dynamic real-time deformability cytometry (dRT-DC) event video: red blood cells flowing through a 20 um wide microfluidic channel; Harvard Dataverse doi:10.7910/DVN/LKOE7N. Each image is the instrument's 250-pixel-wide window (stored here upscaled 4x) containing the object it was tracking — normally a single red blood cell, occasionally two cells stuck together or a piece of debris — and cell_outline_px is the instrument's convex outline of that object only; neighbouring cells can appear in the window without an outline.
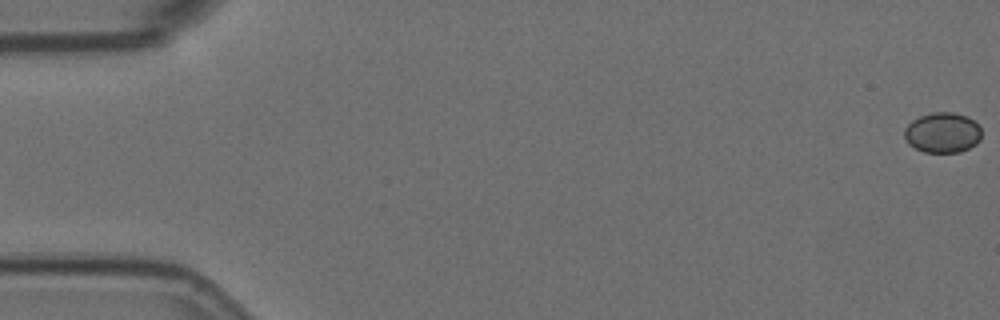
{"species": "Egyptian fruit bat (a non-hibernating species)", "species_latin": "Rousettus aegyptiacus", "temperature_condition": "room temperature", "stored_images_in_passage": 16, "camera_frame_rate_fps": 3000, "um_per_image_px": 0.085, "animal": {"sex": "female"}, "frame": {"image": 1, "passage_image": 1, "time_ms": 0.0, "image_size_px": [1000, 320], "cell_outline_px": [[980, 140], [976, 144], [960, 152], [924, 152], [908, 144], [904, 136], [904, 128], [912, 120], [920, 116], [932, 112], [952, 112], [968, 116], [980, 124]], "centroid_in_image_um": [80.12, 11.26], "position_along_channel_um": 4.9, "area_um2": 18.26}}
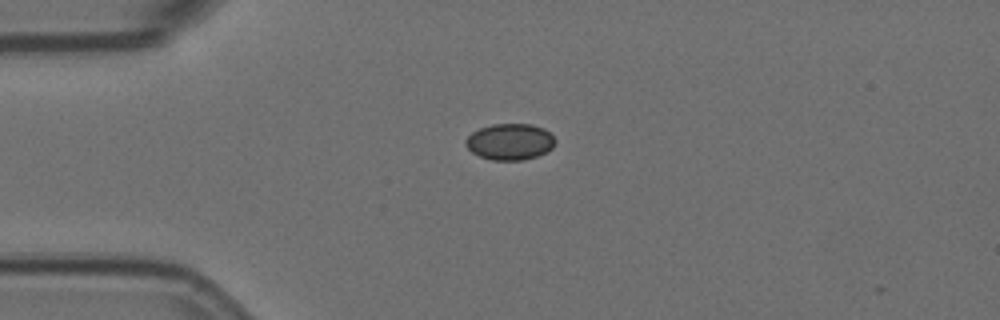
{"frame": {"image": 2, "passage_image": 15, "time_ms": 4.667, "image_size_px": [1000, 320], "cell_outline_px": [[556, 144], [552, 148], [536, 156], [520, 160], [492, 160], [480, 156], [472, 152], [464, 144], [464, 140], [472, 132], [480, 128], [492, 124], [532, 124], [544, 128], [556, 140]], "centroid_in_image_um": [43.33, 12.04], "position_along_channel_um": 41.7, "area_um2": 18.9}}